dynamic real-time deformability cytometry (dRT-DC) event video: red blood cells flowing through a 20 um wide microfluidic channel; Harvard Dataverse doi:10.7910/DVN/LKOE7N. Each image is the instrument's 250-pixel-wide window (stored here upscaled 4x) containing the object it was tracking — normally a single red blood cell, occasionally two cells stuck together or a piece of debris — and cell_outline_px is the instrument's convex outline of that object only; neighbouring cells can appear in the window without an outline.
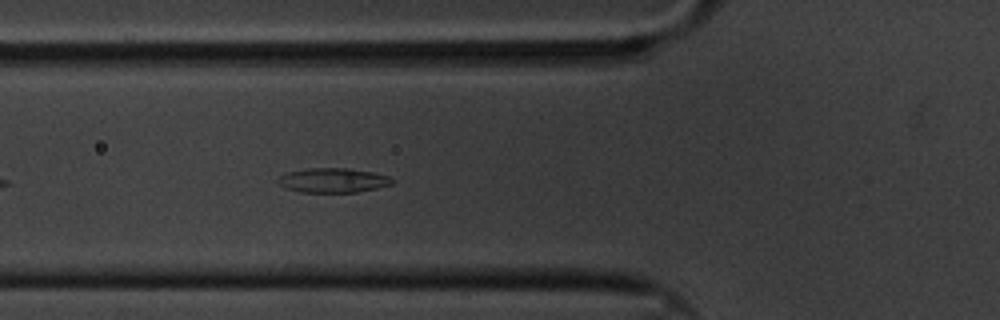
{"species": "common noctule bat (a hibernating species)", "species_latin": "Nyctalus noctula", "temperature_condition": "cold", "stored_images_in_passage": 31, "camera_frame_rate_fps": 3000, "um_per_image_px": 0.085, "animal": {"sex": "male", "body_mass_g": 20.1, "forearm_length_mm": 53.5}, "frame": {"image": 1, "passage_image": 6, "time_ms": 1.667, "image_size_px": [1000, 320], "cell_outline_px": [[396, 180], [392, 184], [376, 188], [356, 192], [300, 192], [284, 188], [276, 180], [280, 176], [288, 172], [308, 168], [348, 168], [372, 172], [388, 176]], "centroid_in_image_um": [28.3, 15.32], "position_along_channel_um": 97.5, "area_um2": 16.3}}
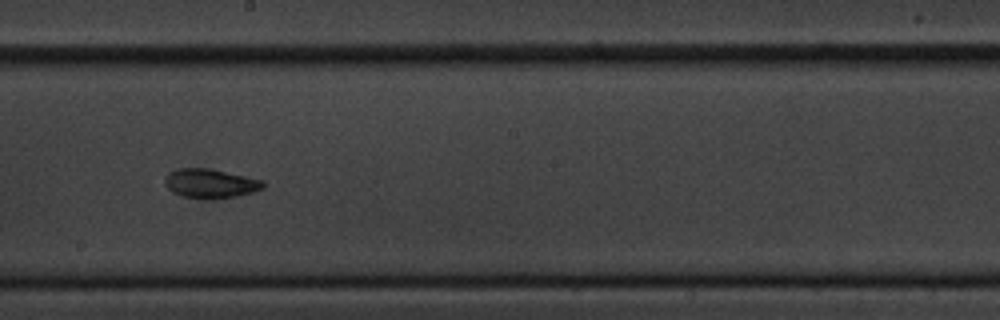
{"frame": {"image": 2, "passage_image": 18, "time_ms": 5.667, "image_size_px": [1000, 320], "cell_outline_px": [[264, 188], [252, 192], [236, 196], [216, 200], [184, 196], [172, 192], [164, 184], [164, 180], [168, 172], [176, 168], [208, 168], [264, 180]], "centroid_in_image_um": [17.87, 15.59], "position_along_channel_um": 230.3, "area_um2": 16.82}}
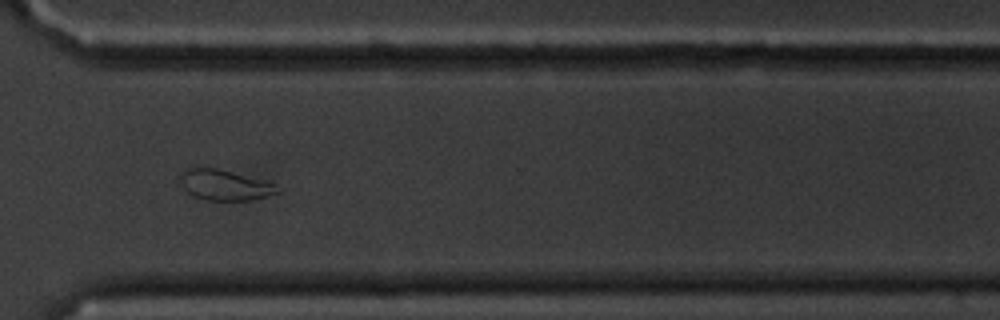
{"frame": {"image": 3, "passage_image": 29, "time_ms": 9.333, "image_size_px": [1000, 320], "cell_outline_px": [[280, 192], [248, 200], [208, 200], [192, 196], [180, 188], [180, 172], [184, 168], [192, 164], [200, 164], [272, 180], [280, 188]], "centroid_in_image_um": [19.03, 15.65], "position_along_channel_um": 351.6, "area_um2": 18.55}, "authors_computed_cell_mechanics": {"area_um2": 16.0684, "velocity_mm_per_s": 3.306, "shape_relaxation_time_tau1_ms": 6.0759, "shape_relaxation_time_tau2_ms": 4.1448, "deformation_change_tau1": 0.1425, "deformation_change_tau2": 0.0885}}